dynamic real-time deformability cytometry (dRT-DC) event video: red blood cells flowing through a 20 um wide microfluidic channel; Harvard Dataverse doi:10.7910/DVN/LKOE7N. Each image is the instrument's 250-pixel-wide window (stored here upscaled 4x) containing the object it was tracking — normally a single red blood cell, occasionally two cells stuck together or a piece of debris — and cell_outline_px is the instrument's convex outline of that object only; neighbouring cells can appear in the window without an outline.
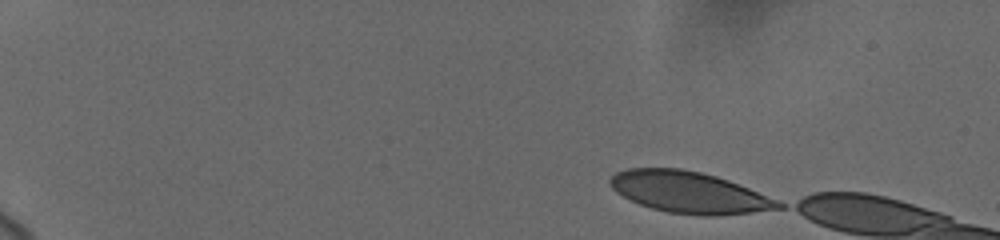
{"species": "human", "species_latin": "Homo sapiens", "temperature_condition": "cold", "stored_images_in_passage": 20, "camera_frame_rate_fps": 3000, "um_per_image_px": 0.085, "donor": {"sex": "female"}, "frame": {"image": 1, "passage_image": 1, "time_ms": 0.0, "image_size_px": [1000, 240], "cell_outline_px": [[784, 208], [752, 212], [716, 216], [704, 216], [668, 212], [652, 208], [640, 204], [616, 192], [608, 184], [608, 180], [616, 172], [628, 168], [680, 168], [700, 172], [716, 176], [728, 180], [748, 188], [776, 200], [784, 204]], "centroid_in_image_um": [58.55, 16.35], "position_along_channel_um": 26.5, "area_um2": 40.29}}
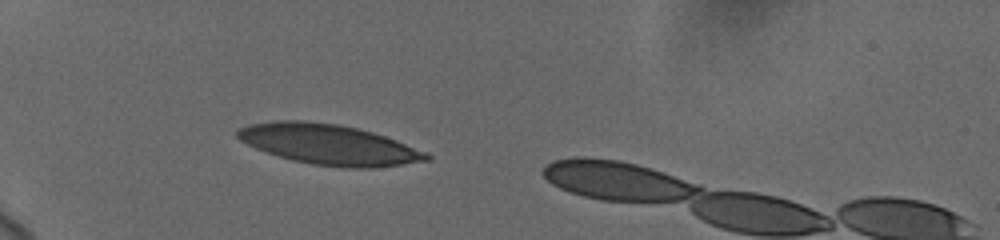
{"frame": {"image": 2, "passage_image": 18, "time_ms": 3.667, "image_size_px": [1000, 240], "cell_outline_px": [[432, 160], [376, 168], [344, 168], [312, 164], [292, 160], [256, 148], [240, 140], [236, 136], [236, 132], [240, 128], [248, 124], [276, 120], [304, 120], [336, 124], [356, 128], [372, 132], [396, 140], [428, 152], [432, 156]], "centroid_in_image_um": [27.99, 12.29], "position_along_channel_um": 57.0, "area_um2": 44.45}}